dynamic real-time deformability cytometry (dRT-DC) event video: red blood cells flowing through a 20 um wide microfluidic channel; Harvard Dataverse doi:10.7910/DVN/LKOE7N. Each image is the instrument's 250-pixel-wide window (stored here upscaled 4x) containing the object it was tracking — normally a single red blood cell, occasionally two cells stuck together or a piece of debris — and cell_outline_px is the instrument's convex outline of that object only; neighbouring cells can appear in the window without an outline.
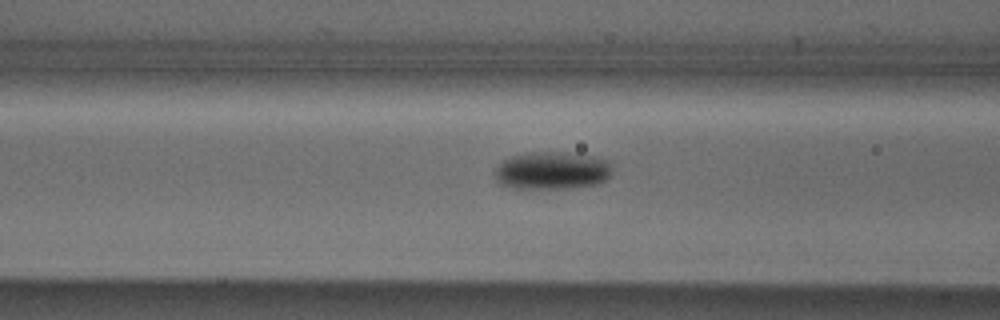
{"species": "Egyptian fruit bat (a non-hibernating species)", "species_latin": "Rousettus aegyptiacus", "temperature_condition": "cold", "stored_images_in_passage": 7, "camera_frame_rate_fps": 3000, "um_per_image_px": 0.085, "animal": {"sex": "male"}, "frame": {"image": 1, "passage_image": 5, "time_ms": 1.333, "image_size_px": [1000, 320], "cell_outline_px": [[612, 172], [608, 180], [600, 184], [568, 188], [516, 188], [500, 184], [496, 180], [492, 172], [508, 156], [528, 152], [560, 152], [592, 156], [608, 160]], "centroid_in_image_um": [46.92, 14.5], "position_along_channel_um": 119.7, "area_um2": 26.07}}